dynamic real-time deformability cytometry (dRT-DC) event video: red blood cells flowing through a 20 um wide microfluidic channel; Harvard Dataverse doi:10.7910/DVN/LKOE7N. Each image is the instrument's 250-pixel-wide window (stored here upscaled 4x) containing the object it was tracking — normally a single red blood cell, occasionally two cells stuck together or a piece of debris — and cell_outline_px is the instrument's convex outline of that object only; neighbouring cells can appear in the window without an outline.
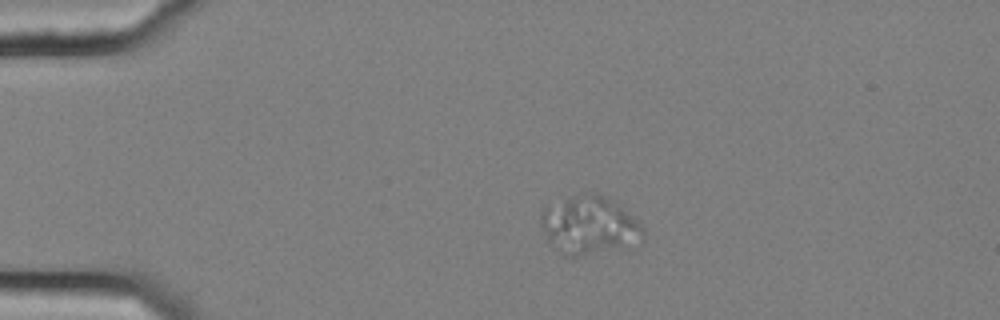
{"species": "common noctule bat (a hibernating species)", "species_latin": "Nyctalus noctula", "temperature_condition": "cold", "stored_images_in_passage": 45, "camera_frame_rate_fps": 3000, "um_per_image_px": 0.085, "animal": {"sex": "female", "body_mass_g": 25.1}, "frame": {"image": 1, "passage_image": 1, "time_ms": 0.0, "image_size_px": [1000, 320], "cell_outline_px": [[644, 240], [640, 244], [628, 252], [576, 256], [572, 256], [556, 248], [548, 240], [540, 224], [540, 216], [544, 204], [584, 192], [596, 192], [604, 196], [616, 204], [636, 220], [644, 228]], "centroid_in_image_um": [50.14, 19.19], "position_along_channel_um": 34.9, "area_um2": 35.89}}
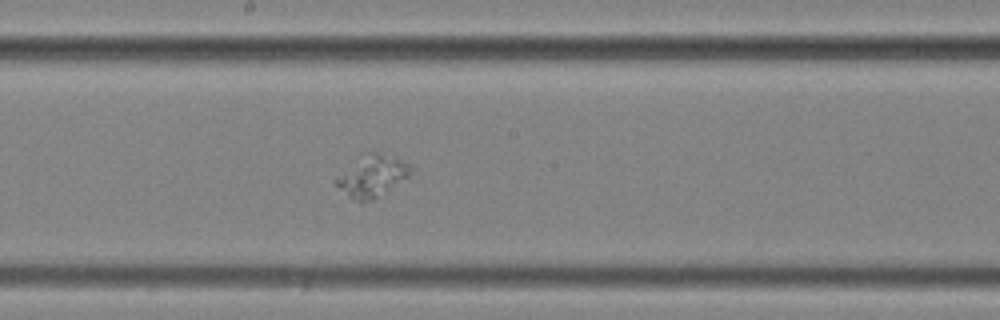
{"frame": {"image": 2, "passage_image": 20, "time_ms": 6.333, "image_size_px": [1000, 320], "cell_outline_px": [[416, 168], [408, 176], [372, 200], [360, 204], [352, 200], [332, 180], [336, 176], [372, 152], [380, 152], [396, 156], [412, 164]], "centroid_in_image_um": [31.69, 14.98], "position_along_channel_um": 216.5, "area_um2": 17.8}}
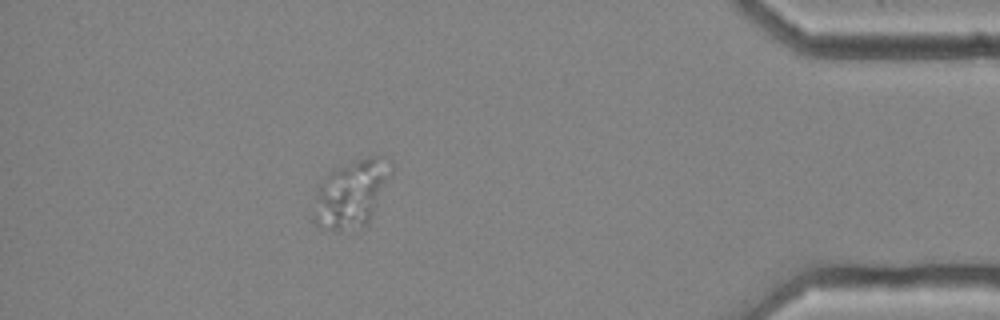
{"frame": {"image": 3, "passage_image": 39, "time_ms": 12.667, "image_size_px": [1000, 320], "cell_outline_px": [[396, 168], [368, 224], [364, 228], [356, 232], [340, 232], [316, 228], [312, 220], [316, 192], [324, 176], [336, 168], [356, 160], [372, 156], [376, 156], [392, 160]], "centroid_in_image_um": [29.89, 16.52], "position_along_channel_um": 405.3, "area_um2": 31.67}}